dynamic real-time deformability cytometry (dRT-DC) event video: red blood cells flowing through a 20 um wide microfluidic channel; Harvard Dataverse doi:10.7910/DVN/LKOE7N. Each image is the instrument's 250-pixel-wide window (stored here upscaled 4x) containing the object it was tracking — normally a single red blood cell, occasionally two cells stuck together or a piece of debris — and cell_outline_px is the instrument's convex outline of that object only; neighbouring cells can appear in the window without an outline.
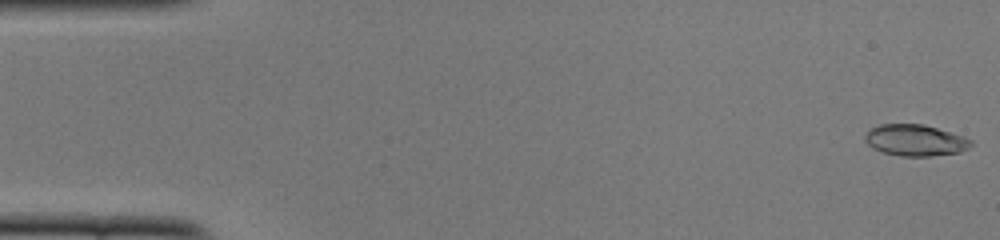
{"species": "common noctule bat (a hibernating species)", "species_latin": "Nyctalus noctula", "temperature_condition": "cold", "stored_images_in_passage": 51, "camera_frame_rate_fps": 3000, "um_per_image_px": 0.085, "animal": {"sex": "female", "body_mass_g": 22.0, "forearm_length_mm": 56.7}, "frame": {"image": 1, "passage_image": 1, "time_ms": 0.0, "image_size_px": [1000, 240], "cell_outline_px": [[972, 144], [968, 148], [960, 152], [932, 156], [900, 156], [884, 152], [872, 148], [864, 140], [864, 136], [872, 128], [880, 124], [924, 124], [964, 136], [972, 140]], "centroid_in_image_um": [77.81, 11.92], "position_along_channel_um": 7.2, "area_um2": 19.36}}
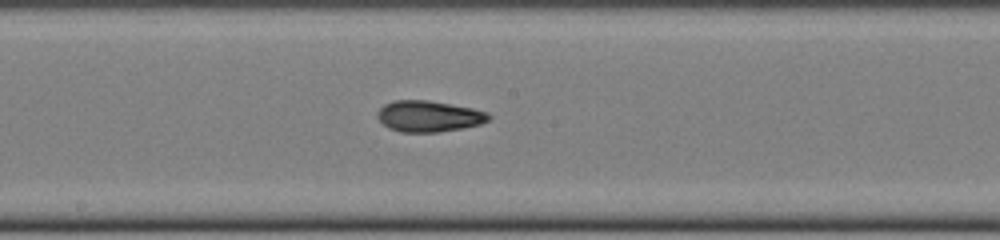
{"frame": {"image": 2, "passage_image": 27, "time_ms": 8.667, "image_size_px": [1000, 240], "cell_outline_px": [[492, 116], [488, 120], [480, 124], [464, 128], [436, 132], [400, 132], [388, 128], [376, 116], [376, 112], [384, 104], [392, 100], [428, 100], [472, 108], [488, 112]], "centroid_in_image_um": [36.43, 9.88], "position_along_channel_um": 211.8, "area_um2": 20.29}}
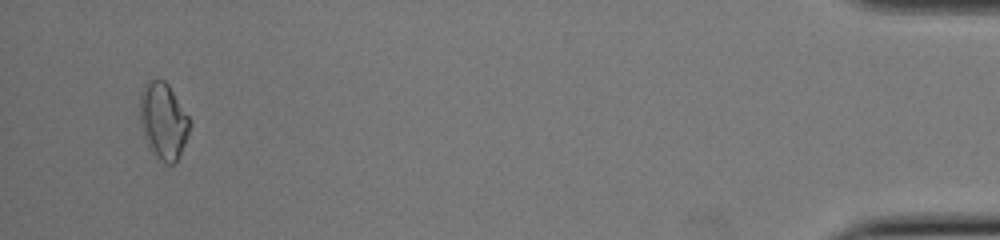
{"frame": {"image": 3, "passage_image": 49, "time_ms": 16.0, "image_size_px": [1000, 240], "cell_outline_px": [[192, 124], [176, 164], [164, 164], [156, 160], [148, 148], [140, 124], [140, 92], [144, 84], [148, 80], [164, 80], [168, 84], [192, 120]], "centroid_in_image_um": [13.88, 10.32], "position_along_channel_um": 421.3, "area_um2": 22.77}, "authors_computed_cell_mechanics": {"area_um2": 19.7676, "velocity_mm_per_s": 3.9249, "shape_relaxation_time_tau1_ms": 2.1749, "shape_relaxation_time_tau2_ms": 2.4977, "deformation_change_tau1": 0.1192, "deformation_change_tau2": 0.0961}}